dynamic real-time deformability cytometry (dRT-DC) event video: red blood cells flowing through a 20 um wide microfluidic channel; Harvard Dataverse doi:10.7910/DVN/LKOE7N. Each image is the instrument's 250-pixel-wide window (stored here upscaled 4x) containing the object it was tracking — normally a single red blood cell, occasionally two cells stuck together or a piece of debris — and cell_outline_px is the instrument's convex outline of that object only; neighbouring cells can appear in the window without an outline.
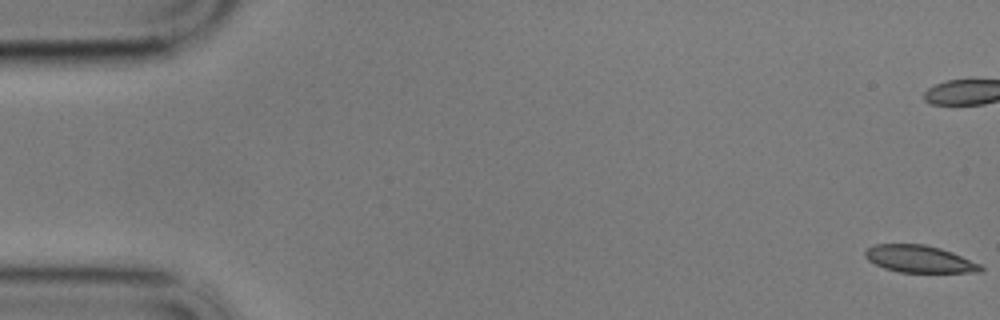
{"species": "common noctule bat (a hibernating species)", "species_latin": "Nyctalus noctula", "temperature_condition": "cold", "stored_images_in_passage": 60, "camera_frame_rate_fps": 3000, "um_per_image_px": 0.085, "animal": {"sex": "male", "body_mass_g": 17.9}, "frame": {"image": 1, "passage_image": 1, "time_ms": 0.0, "image_size_px": [1000, 320], "cell_outline_px": [[984, 272], [900, 272], [884, 268], [868, 260], [864, 256], [864, 252], [868, 248], [876, 244], [924, 244], [940, 248], [952, 252], [980, 264], [984, 268]], "centroid_in_image_um": [78.16, 22.01], "position_along_channel_um": 6.8, "area_um2": 18.21}}
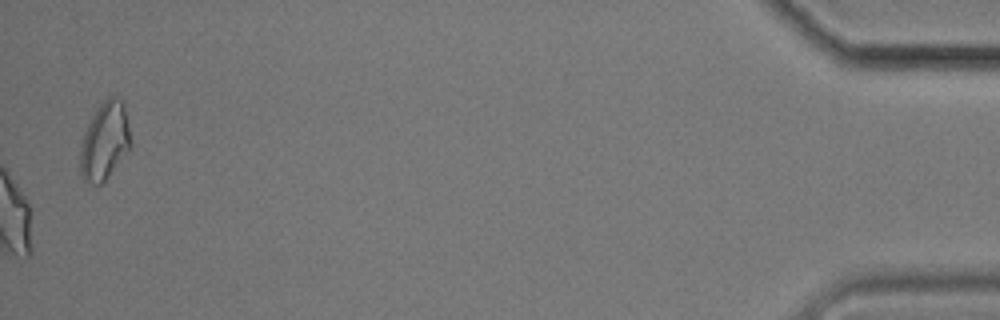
{"frame": {"image": 2, "passage_image": 60, "time_ms": 19.667, "image_size_px": [1000, 320], "cell_outline_px": [[132, 144], [108, 176], [100, 184], [92, 184], [84, 180], [80, 172], [80, 144], [84, 132], [92, 116], [100, 104], [108, 96], [116, 96], [124, 100]], "centroid_in_image_um": [8.9, 11.95], "position_along_channel_um": 426.3, "area_um2": 22.83}, "authors_computed_cell_mechanics": {"area_um2": 19.652, "velocity_mm_per_s": 3.406, "shape_relaxation_time_tau1_ms": 9.0943, "shape_relaxation_time_tau2_ms": 3.7894, "deformation_change_tau1": 0.165, "deformation_change_tau2": 0.0843}}